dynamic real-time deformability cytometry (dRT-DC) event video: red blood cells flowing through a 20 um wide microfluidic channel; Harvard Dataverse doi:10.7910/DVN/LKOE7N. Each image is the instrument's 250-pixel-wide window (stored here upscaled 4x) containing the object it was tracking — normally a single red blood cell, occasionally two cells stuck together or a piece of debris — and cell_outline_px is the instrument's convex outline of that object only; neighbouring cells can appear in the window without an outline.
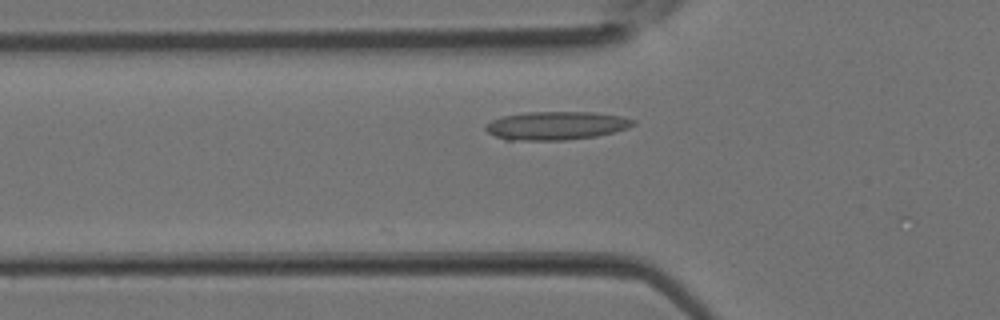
{"species": "Egyptian fruit bat (a non-hibernating species)", "species_latin": "Rousettus aegyptiacus", "temperature_condition": "room temperature", "stored_images_in_passage": 11, "camera_frame_rate_fps": 3000, "um_per_image_px": 0.085, "animal": {"sex": "female"}, "frame": {"image": 1, "passage_image": 3, "time_ms": 0.667, "image_size_px": [1000, 320], "cell_outline_px": [[636, 124], [628, 128], [616, 132], [596, 136], [564, 140], [504, 140], [488, 132], [484, 128], [484, 124], [492, 120], [504, 116], [528, 112], [592, 112], [620, 116], [636, 120]], "centroid_in_image_um": [47.29, 10.68], "position_along_channel_um": 78.5, "area_um2": 24.45}}
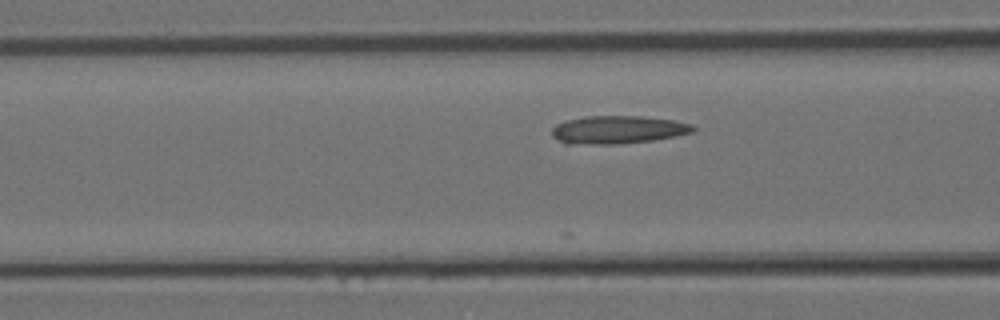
{"frame": {"image": 2, "passage_image": 5, "time_ms": 1.333, "image_size_px": [1000, 320], "cell_outline_px": [[696, 128], [692, 132], [652, 140], [620, 144], [564, 144], [552, 136], [552, 128], [556, 124], [568, 120], [588, 116], [644, 116], [672, 120], [692, 124]], "centroid_in_image_um": [52.48, 11.03], "position_along_channel_um": 114.1, "area_um2": 22.95}}
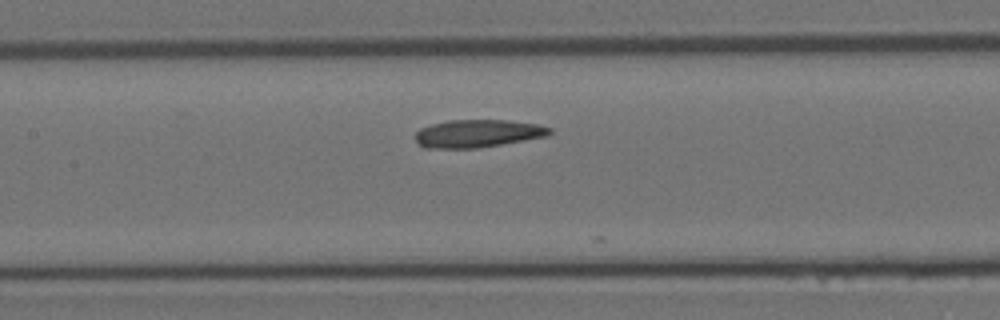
{"frame": {"image": 3, "passage_image": 8, "time_ms": 2.333, "image_size_px": [1000, 320], "cell_outline_px": [[552, 132], [548, 136], [476, 148], [424, 148], [416, 140], [416, 132], [420, 128], [432, 124], [448, 120], [508, 120], [536, 124], [552, 128]], "centroid_in_image_um": [40.61, 11.34], "position_along_channel_um": 166.8, "area_um2": 21.62}}